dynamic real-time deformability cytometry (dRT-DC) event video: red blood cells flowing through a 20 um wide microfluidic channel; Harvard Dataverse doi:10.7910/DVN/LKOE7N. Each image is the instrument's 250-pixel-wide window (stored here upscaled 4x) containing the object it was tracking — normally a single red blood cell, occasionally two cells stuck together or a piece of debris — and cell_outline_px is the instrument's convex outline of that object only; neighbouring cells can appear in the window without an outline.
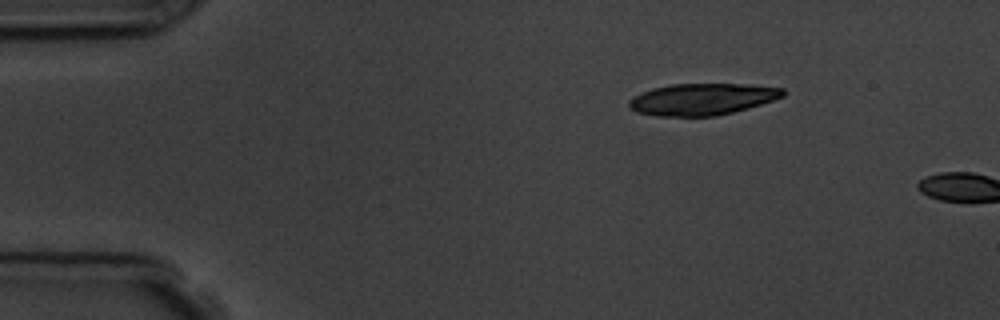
{"species": "common noctule bat (a hibernating species)", "species_latin": "Nyctalus noctula", "temperature_condition": "room temperature", "stored_images_in_passage": 2, "camera_frame_rate_fps": 3000, "um_per_image_px": 0.085, "animal": {"sex": "male", "body_mass_g": 19.5, "forearm_length_mm": 54.6}, "frame": {"image": 1, "passage_image": 1, "time_ms": 0.0, "image_size_px": [1000, 320], "cell_outline_px": [[788, 92], [784, 96], [748, 108], [716, 116], [656, 116], [636, 112], [628, 104], [628, 100], [652, 88], [672, 84], [752, 84], [784, 88]], "centroid_in_image_um": [59.73, 8.42], "position_along_channel_um": 25.3, "area_um2": 28.38}}